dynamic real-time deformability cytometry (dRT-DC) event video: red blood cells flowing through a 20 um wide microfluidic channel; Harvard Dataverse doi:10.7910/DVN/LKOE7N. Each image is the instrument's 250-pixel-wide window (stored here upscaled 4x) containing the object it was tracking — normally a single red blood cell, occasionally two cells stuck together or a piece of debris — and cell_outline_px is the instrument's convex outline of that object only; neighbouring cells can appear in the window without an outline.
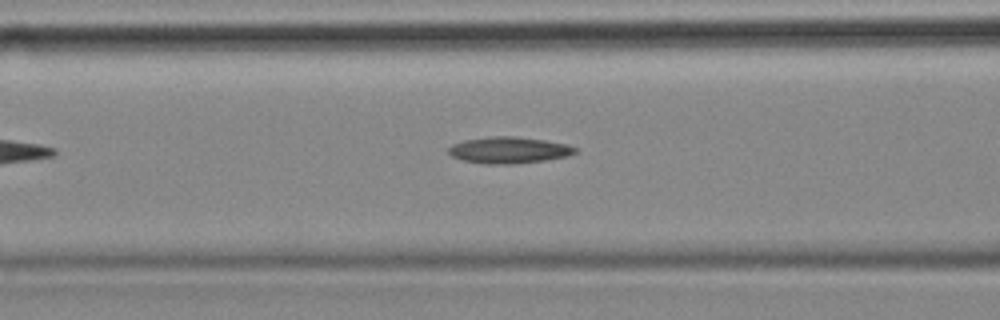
{"species": "common noctule bat (a hibernating species)", "species_latin": "Nyctalus noctula", "temperature_condition": "cold", "stored_images_in_passage": 22, "camera_frame_rate_fps": 3000, "um_per_image_px": 0.085, "animal": {"sex": "female", "body_mass_g": 18.4}, "frame": {"image": 1, "passage_image": 10, "time_ms": 3.0, "image_size_px": [1000, 320], "cell_outline_px": [[580, 148], [576, 152], [568, 156], [544, 160], [512, 164], [484, 164], [464, 160], [452, 156], [448, 152], [448, 148], [452, 144], [464, 140], [492, 136], [512, 136], [544, 140], [568, 144]], "centroid_in_image_um": [43.28, 12.76], "position_along_channel_um": 123.3, "area_um2": 19.54}}
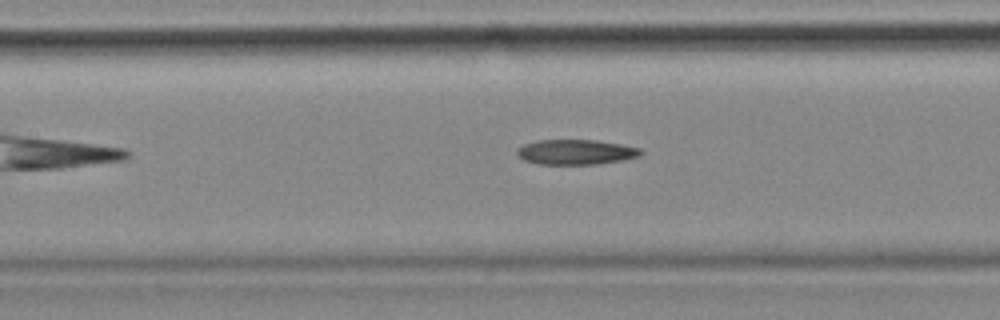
{"frame": {"image": 2, "passage_image": 13, "time_ms": 4.0, "image_size_px": [1000, 320], "cell_outline_px": [[644, 152], [640, 156], [620, 160], [596, 164], [540, 164], [524, 160], [516, 152], [516, 148], [524, 144], [540, 140], [596, 140], [620, 144], [640, 148]], "centroid_in_image_um": [48.95, 12.92], "position_along_channel_um": 158.5, "area_um2": 17.92}}